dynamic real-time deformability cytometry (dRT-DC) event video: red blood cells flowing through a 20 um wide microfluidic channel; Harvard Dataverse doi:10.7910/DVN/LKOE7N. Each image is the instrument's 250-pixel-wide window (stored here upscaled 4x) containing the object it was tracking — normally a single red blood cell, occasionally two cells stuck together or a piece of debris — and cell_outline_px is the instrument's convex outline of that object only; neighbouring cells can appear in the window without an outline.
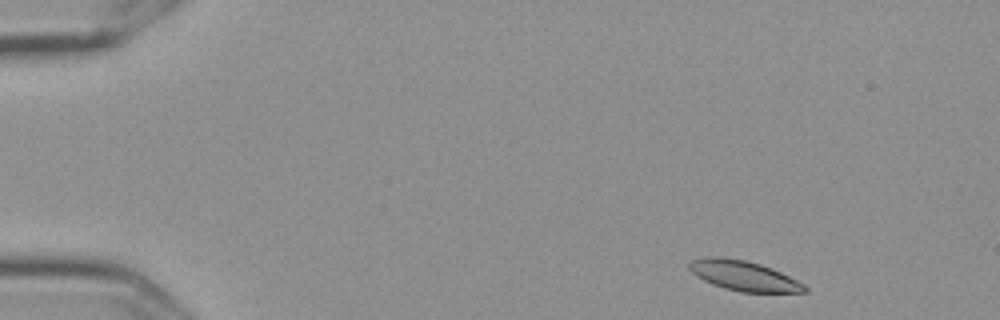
{"species": "Egyptian fruit bat (a non-hibernating species)", "species_latin": "Rousettus aegyptiacus", "temperature_condition": "cold", "stored_images_in_passage": 52, "camera_frame_rate_fps": 3000, "um_per_image_px": 0.085, "frame": {"image": 1, "passage_image": 2, "time_ms": 0.333, "image_size_px": [1000, 320], "cell_outline_px": [[808, 292], [740, 292], [724, 288], [712, 284], [696, 276], [688, 268], [688, 264], [692, 260], [712, 256], [744, 260], [760, 264], [780, 272], [804, 284], [808, 288]], "centroid_in_image_um": [63.21, 23.45], "position_along_channel_um": 21.8, "area_um2": 19.88}}
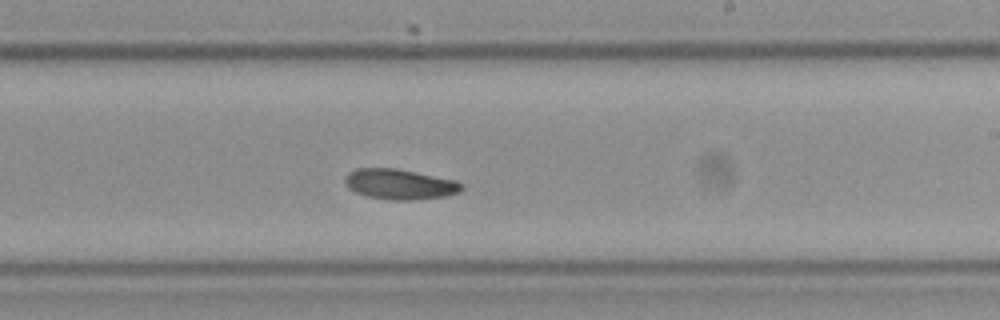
{"frame": {"image": 2, "passage_image": 30, "time_ms": 9.667, "image_size_px": [1000, 320], "cell_outline_px": [[464, 188], [460, 192], [448, 196], [420, 200], [388, 200], [368, 196], [356, 192], [344, 180], [348, 172], [356, 168], [396, 168], [456, 180], [464, 184]], "centroid_in_image_um": [34.06, 15.66], "position_along_channel_um": 254.9, "area_um2": 20.75}}
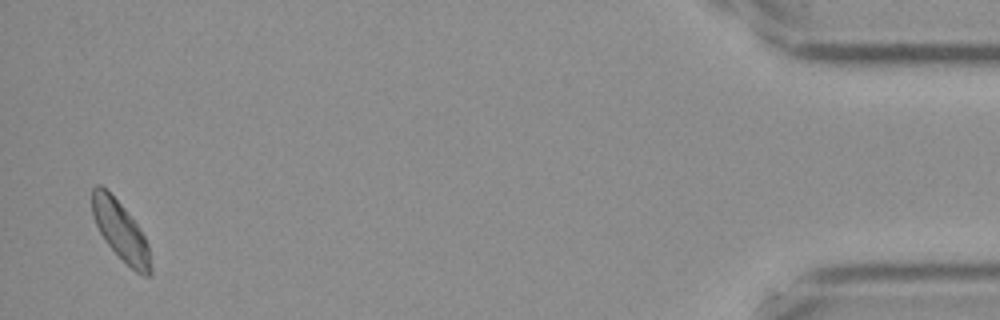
{"frame": {"image": 3, "passage_image": 51, "time_ms": 16.667, "image_size_px": [1000, 320], "cell_outline_px": [[152, 276], [144, 276], [136, 272], [104, 240], [96, 224], [92, 212], [92, 188], [96, 184], [100, 184], [120, 204], [136, 224], [144, 236], [148, 244], [152, 268]], "centroid_in_image_um": [10.26, 19.66], "position_along_channel_um": 424.9, "area_um2": 19.59}, "authors_computed_cell_mechanics": {"area_um2": 20.23, "velocity_mm_per_s": 3.5632, "shape_relaxation_time_tau1_ms": 9.9678, "shape_relaxation_time_tau2_ms": null, "deformation_change_tau1": 0.149, "deformation_change_tau2": null}}